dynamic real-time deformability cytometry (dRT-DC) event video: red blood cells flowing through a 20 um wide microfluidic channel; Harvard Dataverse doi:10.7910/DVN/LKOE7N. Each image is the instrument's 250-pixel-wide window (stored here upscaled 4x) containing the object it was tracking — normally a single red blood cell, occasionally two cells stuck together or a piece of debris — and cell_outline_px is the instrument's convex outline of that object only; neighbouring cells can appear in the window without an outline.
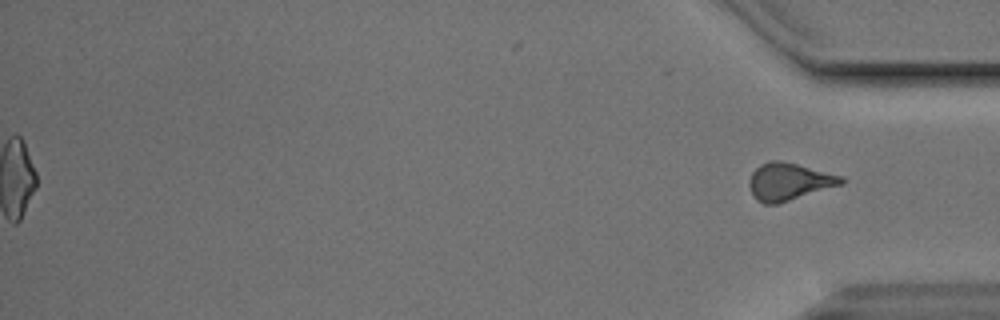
{"species": "Egyptian fruit bat (a non-hibernating species)", "species_latin": "Rousettus aegyptiacus", "temperature_condition": "cold", "stored_images_in_passage": 38, "segment_of_instrument_passage": [2, 2], "camera_frame_rate_fps": 3000, "um_per_image_px": 0.085, "animal": {"sex": "male"}, "frame": {"image": 1, "passage_image": 38, "time_ms": 12.333, "image_size_px": [1000, 320], "cell_outline_px": [[844, 184], [776, 204], [764, 204], [756, 200], [748, 184], [752, 172], [760, 164], [772, 160], [780, 160], [844, 176]], "centroid_in_image_um": [67.07, 15.44], "position_along_channel_um": 368.1, "area_um2": 19.94}}